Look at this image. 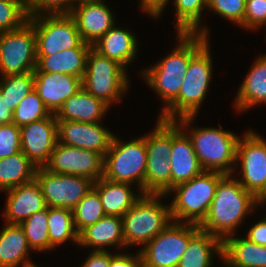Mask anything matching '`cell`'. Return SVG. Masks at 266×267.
<instances>
[{
    "mask_svg": "<svg viewBox=\"0 0 266 267\" xmlns=\"http://www.w3.org/2000/svg\"><path fill=\"white\" fill-rule=\"evenodd\" d=\"M234 175L225 174L219 180L208 213L199 224L201 230L222 241L237 233L238 227L248 214L258 210L256 197L246 190Z\"/></svg>",
    "mask_w": 266,
    "mask_h": 267,
    "instance_id": "obj_1",
    "label": "cell"
},
{
    "mask_svg": "<svg viewBox=\"0 0 266 267\" xmlns=\"http://www.w3.org/2000/svg\"><path fill=\"white\" fill-rule=\"evenodd\" d=\"M194 120L195 116H187L177 119L176 122L190 137L203 170L234 174L240 136L223 129L222 126L194 128L191 126L195 123Z\"/></svg>",
    "mask_w": 266,
    "mask_h": 267,
    "instance_id": "obj_2",
    "label": "cell"
},
{
    "mask_svg": "<svg viewBox=\"0 0 266 267\" xmlns=\"http://www.w3.org/2000/svg\"><path fill=\"white\" fill-rule=\"evenodd\" d=\"M210 40L190 59L178 96L162 111L158 118L176 121L187 116H197L213 75Z\"/></svg>",
    "mask_w": 266,
    "mask_h": 267,
    "instance_id": "obj_3",
    "label": "cell"
},
{
    "mask_svg": "<svg viewBox=\"0 0 266 267\" xmlns=\"http://www.w3.org/2000/svg\"><path fill=\"white\" fill-rule=\"evenodd\" d=\"M166 197V194H143L122 216L125 248L143 247L173 221L170 204L161 202Z\"/></svg>",
    "mask_w": 266,
    "mask_h": 267,
    "instance_id": "obj_4",
    "label": "cell"
},
{
    "mask_svg": "<svg viewBox=\"0 0 266 267\" xmlns=\"http://www.w3.org/2000/svg\"><path fill=\"white\" fill-rule=\"evenodd\" d=\"M225 174L203 171L190 181L173 187L166 195H173L169 203L174 222L200 224L206 217L215 196L219 180Z\"/></svg>",
    "mask_w": 266,
    "mask_h": 267,
    "instance_id": "obj_5",
    "label": "cell"
},
{
    "mask_svg": "<svg viewBox=\"0 0 266 267\" xmlns=\"http://www.w3.org/2000/svg\"><path fill=\"white\" fill-rule=\"evenodd\" d=\"M130 139L124 142L114 135L110 149L104 156L103 178L134 184L143 193L147 163L145 134Z\"/></svg>",
    "mask_w": 266,
    "mask_h": 267,
    "instance_id": "obj_6",
    "label": "cell"
},
{
    "mask_svg": "<svg viewBox=\"0 0 266 267\" xmlns=\"http://www.w3.org/2000/svg\"><path fill=\"white\" fill-rule=\"evenodd\" d=\"M130 78L127 70L114 60L101 55L91 47L86 59L82 87L94 97L112 107L121 102L128 92Z\"/></svg>",
    "mask_w": 266,
    "mask_h": 267,
    "instance_id": "obj_7",
    "label": "cell"
},
{
    "mask_svg": "<svg viewBox=\"0 0 266 267\" xmlns=\"http://www.w3.org/2000/svg\"><path fill=\"white\" fill-rule=\"evenodd\" d=\"M145 142L147 163L143 194H167L171 190L172 121L158 118L155 128L145 134Z\"/></svg>",
    "mask_w": 266,
    "mask_h": 267,
    "instance_id": "obj_8",
    "label": "cell"
},
{
    "mask_svg": "<svg viewBox=\"0 0 266 267\" xmlns=\"http://www.w3.org/2000/svg\"><path fill=\"white\" fill-rule=\"evenodd\" d=\"M200 230L198 224L172 221L139 252L142 267H178L189 240Z\"/></svg>",
    "mask_w": 266,
    "mask_h": 267,
    "instance_id": "obj_9",
    "label": "cell"
},
{
    "mask_svg": "<svg viewBox=\"0 0 266 267\" xmlns=\"http://www.w3.org/2000/svg\"><path fill=\"white\" fill-rule=\"evenodd\" d=\"M34 26L37 56H49L78 47L83 40L70 14H42L29 17Z\"/></svg>",
    "mask_w": 266,
    "mask_h": 267,
    "instance_id": "obj_10",
    "label": "cell"
},
{
    "mask_svg": "<svg viewBox=\"0 0 266 267\" xmlns=\"http://www.w3.org/2000/svg\"><path fill=\"white\" fill-rule=\"evenodd\" d=\"M36 64V36L29 21L16 30L0 33V77L34 72Z\"/></svg>",
    "mask_w": 266,
    "mask_h": 267,
    "instance_id": "obj_11",
    "label": "cell"
},
{
    "mask_svg": "<svg viewBox=\"0 0 266 267\" xmlns=\"http://www.w3.org/2000/svg\"><path fill=\"white\" fill-rule=\"evenodd\" d=\"M244 132L237 142L234 173L239 171V167L241 176L236 178L246 190L256 196L266 183V139L252 129Z\"/></svg>",
    "mask_w": 266,
    "mask_h": 267,
    "instance_id": "obj_12",
    "label": "cell"
},
{
    "mask_svg": "<svg viewBox=\"0 0 266 267\" xmlns=\"http://www.w3.org/2000/svg\"><path fill=\"white\" fill-rule=\"evenodd\" d=\"M35 180L39 184L47 207H74L91 191L94 181L76 175L52 173L44 167H38Z\"/></svg>",
    "mask_w": 266,
    "mask_h": 267,
    "instance_id": "obj_13",
    "label": "cell"
},
{
    "mask_svg": "<svg viewBox=\"0 0 266 267\" xmlns=\"http://www.w3.org/2000/svg\"><path fill=\"white\" fill-rule=\"evenodd\" d=\"M104 157L92 150L55 145L44 168L52 173L87 177L94 182L103 177Z\"/></svg>",
    "mask_w": 266,
    "mask_h": 267,
    "instance_id": "obj_14",
    "label": "cell"
},
{
    "mask_svg": "<svg viewBox=\"0 0 266 267\" xmlns=\"http://www.w3.org/2000/svg\"><path fill=\"white\" fill-rule=\"evenodd\" d=\"M58 142L71 147L92 150L103 157L109 151L115 133L101 122L57 120Z\"/></svg>",
    "mask_w": 266,
    "mask_h": 267,
    "instance_id": "obj_15",
    "label": "cell"
},
{
    "mask_svg": "<svg viewBox=\"0 0 266 267\" xmlns=\"http://www.w3.org/2000/svg\"><path fill=\"white\" fill-rule=\"evenodd\" d=\"M21 151L37 166L44 167L58 143L55 114L20 128Z\"/></svg>",
    "mask_w": 266,
    "mask_h": 267,
    "instance_id": "obj_16",
    "label": "cell"
},
{
    "mask_svg": "<svg viewBox=\"0 0 266 267\" xmlns=\"http://www.w3.org/2000/svg\"><path fill=\"white\" fill-rule=\"evenodd\" d=\"M178 43L171 53L140 71V76L184 77L190 59L210 40L197 33H177Z\"/></svg>",
    "mask_w": 266,
    "mask_h": 267,
    "instance_id": "obj_17",
    "label": "cell"
},
{
    "mask_svg": "<svg viewBox=\"0 0 266 267\" xmlns=\"http://www.w3.org/2000/svg\"><path fill=\"white\" fill-rule=\"evenodd\" d=\"M170 156L171 189L190 181L204 170L201 167L188 134L172 121V149Z\"/></svg>",
    "mask_w": 266,
    "mask_h": 267,
    "instance_id": "obj_18",
    "label": "cell"
},
{
    "mask_svg": "<svg viewBox=\"0 0 266 267\" xmlns=\"http://www.w3.org/2000/svg\"><path fill=\"white\" fill-rule=\"evenodd\" d=\"M70 15L76 21L81 39L90 45L116 24L114 11L104 0L78 4Z\"/></svg>",
    "mask_w": 266,
    "mask_h": 267,
    "instance_id": "obj_19",
    "label": "cell"
},
{
    "mask_svg": "<svg viewBox=\"0 0 266 267\" xmlns=\"http://www.w3.org/2000/svg\"><path fill=\"white\" fill-rule=\"evenodd\" d=\"M2 192L7 195L2 212L4 223L20 224L32 214L47 208L41 188L35 179Z\"/></svg>",
    "mask_w": 266,
    "mask_h": 267,
    "instance_id": "obj_20",
    "label": "cell"
},
{
    "mask_svg": "<svg viewBox=\"0 0 266 267\" xmlns=\"http://www.w3.org/2000/svg\"><path fill=\"white\" fill-rule=\"evenodd\" d=\"M34 89L51 114L82 88V79L70 74L34 72Z\"/></svg>",
    "mask_w": 266,
    "mask_h": 267,
    "instance_id": "obj_21",
    "label": "cell"
},
{
    "mask_svg": "<svg viewBox=\"0 0 266 267\" xmlns=\"http://www.w3.org/2000/svg\"><path fill=\"white\" fill-rule=\"evenodd\" d=\"M78 245L91 247L93 251H108L107 248L116 246L122 252L125 249L122 217L105 215L95 224L87 226L79 233Z\"/></svg>",
    "mask_w": 266,
    "mask_h": 267,
    "instance_id": "obj_22",
    "label": "cell"
},
{
    "mask_svg": "<svg viewBox=\"0 0 266 267\" xmlns=\"http://www.w3.org/2000/svg\"><path fill=\"white\" fill-rule=\"evenodd\" d=\"M115 24L92 47L101 55L122 65L126 70L139 53L138 38L131 30ZM129 64V65H128Z\"/></svg>",
    "mask_w": 266,
    "mask_h": 267,
    "instance_id": "obj_23",
    "label": "cell"
},
{
    "mask_svg": "<svg viewBox=\"0 0 266 267\" xmlns=\"http://www.w3.org/2000/svg\"><path fill=\"white\" fill-rule=\"evenodd\" d=\"M233 104L234 109L240 114L259 104H266V53L260 54L253 61L239 86Z\"/></svg>",
    "mask_w": 266,
    "mask_h": 267,
    "instance_id": "obj_24",
    "label": "cell"
},
{
    "mask_svg": "<svg viewBox=\"0 0 266 267\" xmlns=\"http://www.w3.org/2000/svg\"><path fill=\"white\" fill-rule=\"evenodd\" d=\"M110 108L82 87L63 103L55 116L57 120L97 123L102 122Z\"/></svg>",
    "mask_w": 266,
    "mask_h": 267,
    "instance_id": "obj_25",
    "label": "cell"
},
{
    "mask_svg": "<svg viewBox=\"0 0 266 267\" xmlns=\"http://www.w3.org/2000/svg\"><path fill=\"white\" fill-rule=\"evenodd\" d=\"M92 45L82 42L78 47L62 50L49 56H37L34 72L70 74L83 79L86 59Z\"/></svg>",
    "mask_w": 266,
    "mask_h": 267,
    "instance_id": "obj_26",
    "label": "cell"
},
{
    "mask_svg": "<svg viewBox=\"0 0 266 267\" xmlns=\"http://www.w3.org/2000/svg\"><path fill=\"white\" fill-rule=\"evenodd\" d=\"M224 267H266V246L230 235L222 241Z\"/></svg>",
    "mask_w": 266,
    "mask_h": 267,
    "instance_id": "obj_27",
    "label": "cell"
},
{
    "mask_svg": "<svg viewBox=\"0 0 266 267\" xmlns=\"http://www.w3.org/2000/svg\"><path fill=\"white\" fill-rule=\"evenodd\" d=\"M93 188L99 193L105 215L109 216L122 217L143 195L140 189L134 191L131 184L103 177L94 182Z\"/></svg>",
    "mask_w": 266,
    "mask_h": 267,
    "instance_id": "obj_28",
    "label": "cell"
},
{
    "mask_svg": "<svg viewBox=\"0 0 266 267\" xmlns=\"http://www.w3.org/2000/svg\"><path fill=\"white\" fill-rule=\"evenodd\" d=\"M0 231V267H27L33 265V252L20 224L6 223ZM30 252V253H29Z\"/></svg>",
    "mask_w": 266,
    "mask_h": 267,
    "instance_id": "obj_29",
    "label": "cell"
},
{
    "mask_svg": "<svg viewBox=\"0 0 266 267\" xmlns=\"http://www.w3.org/2000/svg\"><path fill=\"white\" fill-rule=\"evenodd\" d=\"M213 256L222 262V240L200 229L189 240L178 267H212Z\"/></svg>",
    "mask_w": 266,
    "mask_h": 267,
    "instance_id": "obj_30",
    "label": "cell"
},
{
    "mask_svg": "<svg viewBox=\"0 0 266 267\" xmlns=\"http://www.w3.org/2000/svg\"><path fill=\"white\" fill-rule=\"evenodd\" d=\"M37 166L22 152L0 159V191L32 182Z\"/></svg>",
    "mask_w": 266,
    "mask_h": 267,
    "instance_id": "obj_31",
    "label": "cell"
},
{
    "mask_svg": "<svg viewBox=\"0 0 266 267\" xmlns=\"http://www.w3.org/2000/svg\"><path fill=\"white\" fill-rule=\"evenodd\" d=\"M173 2L176 34L197 33L209 39V28L201 21L202 13L207 9V0H173Z\"/></svg>",
    "mask_w": 266,
    "mask_h": 267,
    "instance_id": "obj_32",
    "label": "cell"
},
{
    "mask_svg": "<svg viewBox=\"0 0 266 267\" xmlns=\"http://www.w3.org/2000/svg\"><path fill=\"white\" fill-rule=\"evenodd\" d=\"M48 233L50 251H54L67 241L78 245L79 233L74 226L73 211L67 208L48 207Z\"/></svg>",
    "mask_w": 266,
    "mask_h": 267,
    "instance_id": "obj_33",
    "label": "cell"
},
{
    "mask_svg": "<svg viewBox=\"0 0 266 267\" xmlns=\"http://www.w3.org/2000/svg\"><path fill=\"white\" fill-rule=\"evenodd\" d=\"M20 225L33 252L50 251L48 207L32 214Z\"/></svg>",
    "mask_w": 266,
    "mask_h": 267,
    "instance_id": "obj_34",
    "label": "cell"
},
{
    "mask_svg": "<svg viewBox=\"0 0 266 267\" xmlns=\"http://www.w3.org/2000/svg\"><path fill=\"white\" fill-rule=\"evenodd\" d=\"M34 79V72L0 77V93L12 111L34 89Z\"/></svg>",
    "mask_w": 266,
    "mask_h": 267,
    "instance_id": "obj_35",
    "label": "cell"
},
{
    "mask_svg": "<svg viewBox=\"0 0 266 267\" xmlns=\"http://www.w3.org/2000/svg\"><path fill=\"white\" fill-rule=\"evenodd\" d=\"M72 211L74 226L78 233L105 216L99 193L94 188L85 195Z\"/></svg>",
    "mask_w": 266,
    "mask_h": 267,
    "instance_id": "obj_36",
    "label": "cell"
},
{
    "mask_svg": "<svg viewBox=\"0 0 266 267\" xmlns=\"http://www.w3.org/2000/svg\"><path fill=\"white\" fill-rule=\"evenodd\" d=\"M50 115V111L46 108L35 89H33L13 111L12 122L21 128Z\"/></svg>",
    "mask_w": 266,
    "mask_h": 267,
    "instance_id": "obj_37",
    "label": "cell"
},
{
    "mask_svg": "<svg viewBox=\"0 0 266 267\" xmlns=\"http://www.w3.org/2000/svg\"><path fill=\"white\" fill-rule=\"evenodd\" d=\"M142 78L163 101L161 112L178 96L184 80V77L178 76H142Z\"/></svg>",
    "mask_w": 266,
    "mask_h": 267,
    "instance_id": "obj_38",
    "label": "cell"
},
{
    "mask_svg": "<svg viewBox=\"0 0 266 267\" xmlns=\"http://www.w3.org/2000/svg\"><path fill=\"white\" fill-rule=\"evenodd\" d=\"M28 19L23 0H0V33L16 30Z\"/></svg>",
    "mask_w": 266,
    "mask_h": 267,
    "instance_id": "obj_39",
    "label": "cell"
},
{
    "mask_svg": "<svg viewBox=\"0 0 266 267\" xmlns=\"http://www.w3.org/2000/svg\"><path fill=\"white\" fill-rule=\"evenodd\" d=\"M246 0H207V10L243 28Z\"/></svg>",
    "mask_w": 266,
    "mask_h": 267,
    "instance_id": "obj_40",
    "label": "cell"
},
{
    "mask_svg": "<svg viewBox=\"0 0 266 267\" xmlns=\"http://www.w3.org/2000/svg\"><path fill=\"white\" fill-rule=\"evenodd\" d=\"M29 17L42 14H70L72 0H23Z\"/></svg>",
    "mask_w": 266,
    "mask_h": 267,
    "instance_id": "obj_41",
    "label": "cell"
},
{
    "mask_svg": "<svg viewBox=\"0 0 266 267\" xmlns=\"http://www.w3.org/2000/svg\"><path fill=\"white\" fill-rule=\"evenodd\" d=\"M21 151L20 127L7 123L0 127V159Z\"/></svg>",
    "mask_w": 266,
    "mask_h": 267,
    "instance_id": "obj_42",
    "label": "cell"
},
{
    "mask_svg": "<svg viewBox=\"0 0 266 267\" xmlns=\"http://www.w3.org/2000/svg\"><path fill=\"white\" fill-rule=\"evenodd\" d=\"M266 26V0H246L243 28L258 31Z\"/></svg>",
    "mask_w": 266,
    "mask_h": 267,
    "instance_id": "obj_43",
    "label": "cell"
},
{
    "mask_svg": "<svg viewBox=\"0 0 266 267\" xmlns=\"http://www.w3.org/2000/svg\"><path fill=\"white\" fill-rule=\"evenodd\" d=\"M109 267H142L141 254L139 250L136 254L113 252Z\"/></svg>",
    "mask_w": 266,
    "mask_h": 267,
    "instance_id": "obj_44",
    "label": "cell"
},
{
    "mask_svg": "<svg viewBox=\"0 0 266 267\" xmlns=\"http://www.w3.org/2000/svg\"><path fill=\"white\" fill-rule=\"evenodd\" d=\"M112 258L111 251H93L88 254L85 261L80 267H109L110 259Z\"/></svg>",
    "mask_w": 266,
    "mask_h": 267,
    "instance_id": "obj_45",
    "label": "cell"
},
{
    "mask_svg": "<svg viewBox=\"0 0 266 267\" xmlns=\"http://www.w3.org/2000/svg\"><path fill=\"white\" fill-rule=\"evenodd\" d=\"M140 7L145 14H148L151 18L157 19L162 16L167 4L171 0H139Z\"/></svg>",
    "mask_w": 266,
    "mask_h": 267,
    "instance_id": "obj_46",
    "label": "cell"
},
{
    "mask_svg": "<svg viewBox=\"0 0 266 267\" xmlns=\"http://www.w3.org/2000/svg\"><path fill=\"white\" fill-rule=\"evenodd\" d=\"M247 234L244 235L250 242L266 246V218H261L254 225H250Z\"/></svg>",
    "mask_w": 266,
    "mask_h": 267,
    "instance_id": "obj_47",
    "label": "cell"
},
{
    "mask_svg": "<svg viewBox=\"0 0 266 267\" xmlns=\"http://www.w3.org/2000/svg\"><path fill=\"white\" fill-rule=\"evenodd\" d=\"M13 111L8 107L5 97L0 93V123H12Z\"/></svg>",
    "mask_w": 266,
    "mask_h": 267,
    "instance_id": "obj_48",
    "label": "cell"
},
{
    "mask_svg": "<svg viewBox=\"0 0 266 267\" xmlns=\"http://www.w3.org/2000/svg\"><path fill=\"white\" fill-rule=\"evenodd\" d=\"M259 207L266 205V183L264 188L255 196Z\"/></svg>",
    "mask_w": 266,
    "mask_h": 267,
    "instance_id": "obj_49",
    "label": "cell"
},
{
    "mask_svg": "<svg viewBox=\"0 0 266 267\" xmlns=\"http://www.w3.org/2000/svg\"><path fill=\"white\" fill-rule=\"evenodd\" d=\"M97 1H101V0H72V9L74 6L78 4L87 3V2H97Z\"/></svg>",
    "mask_w": 266,
    "mask_h": 267,
    "instance_id": "obj_50",
    "label": "cell"
},
{
    "mask_svg": "<svg viewBox=\"0 0 266 267\" xmlns=\"http://www.w3.org/2000/svg\"><path fill=\"white\" fill-rule=\"evenodd\" d=\"M27 267H38L36 264H33V265H30V266H27Z\"/></svg>",
    "mask_w": 266,
    "mask_h": 267,
    "instance_id": "obj_51",
    "label": "cell"
}]
</instances>
